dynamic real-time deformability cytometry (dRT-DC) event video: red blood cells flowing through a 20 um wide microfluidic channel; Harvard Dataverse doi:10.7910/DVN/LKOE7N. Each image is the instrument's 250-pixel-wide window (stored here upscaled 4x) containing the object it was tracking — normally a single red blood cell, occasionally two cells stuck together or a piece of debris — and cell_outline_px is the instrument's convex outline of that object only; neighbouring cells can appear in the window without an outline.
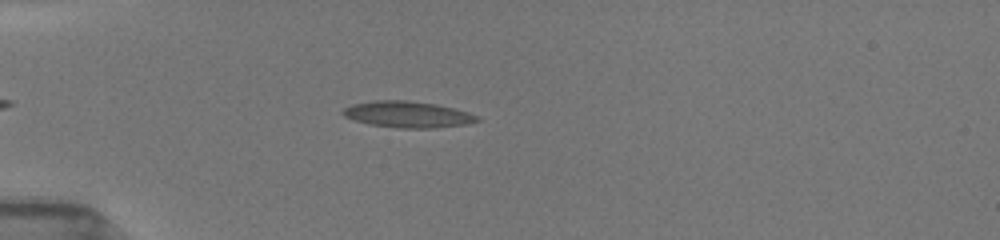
{"species": "common noctule bat (a hibernating species)", "species_latin": "Nyctalus noctula", "temperature_condition": "room temperature", "stored_images_in_passage": 42, "camera_frame_rate_fps": 3000, "um_per_image_px": 0.085, "animal": {"sex": "female", "body_mass_g": 19.5, "forearm_length_mm": 54.1}, "frame": {"image": 1, "passage_image": 9, "time_ms": 2.667, "image_size_px": [1000, 240], "cell_outline_px": [[480, 120], [464, 124], [432, 128], [396, 128], [368, 124], [344, 116], [340, 112], [344, 108], [352, 104], [372, 100], [404, 100], [436, 104], [468, 112], [480, 116]], "centroid_in_image_um": [34.61, 9.72], "position_along_channel_um": 50.4, "area_um2": 20.52}}
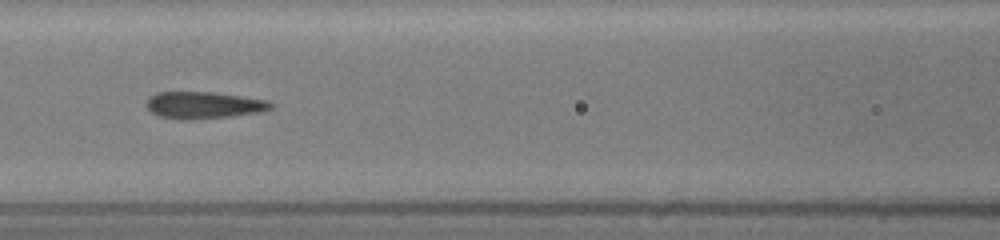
{"frame": {"image": 2, "passage_image": 18, "time_ms": 5.667, "image_size_px": [1000, 240], "cell_outline_px": [[276, 104], [272, 108], [260, 112], [228, 116], [192, 120], [180, 120], [156, 116], [144, 104], [148, 96], [156, 92], [212, 92], [268, 100]], "centroid_in_image_um": [17.26, 8.94], "position_along_channel_um": 149.3, "area_um2": 19.77}}
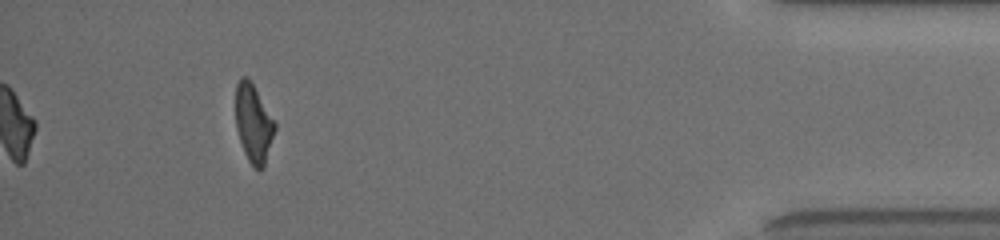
{"frame": {"image": 3, "passage_image": 42, "time_ms": 13.667, "image_size_px": [1000, 240], "cell_outline_px": [[276, 128], [264, 168], [256, 168], [248, 160], [244, 152], [236, 128], [236, 84], [240, 76], [248, 76], [252, 80], [276, 120]], "centroid_in_image_um": [21.57, 10.4], "position_along_channel_um": 413.6, "area_um2": 18.32}, "authors_computed_cell_mechanics": {"area_um2": 19.5942, "velocity_mm_per_s": 3.9676, "shape_relaxation_time_tau1_ms": null, "shape_relaxation_time_tau2_ms": 1.3996, "deformation_change_tau1": null, "deformation_change_tau2": 0.0735}}